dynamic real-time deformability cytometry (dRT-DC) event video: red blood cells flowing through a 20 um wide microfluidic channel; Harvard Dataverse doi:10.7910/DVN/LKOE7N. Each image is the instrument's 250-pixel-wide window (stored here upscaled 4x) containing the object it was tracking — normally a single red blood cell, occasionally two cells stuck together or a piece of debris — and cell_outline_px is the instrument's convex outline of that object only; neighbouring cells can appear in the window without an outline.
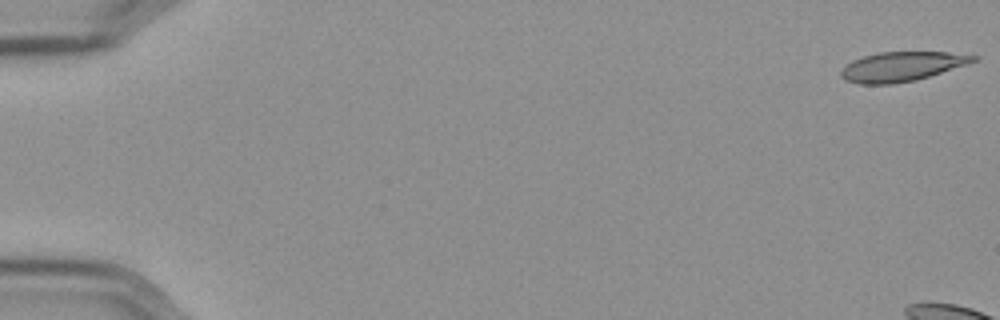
{"species": "Egyptian fruit bat (a non-hibernating species)", "species_latin": "Rousettus aegyptiacus", "temperature_condition": "cold", "stored_images_in_passage": 21, "camera_frame_rate_fps": 3000, "um_per_image_px": 0.085, "frame": {"image": 1, "passage_image": 1, "time_ms": 0.0, "image_size_px": [1000, 320], "cell_outline_px": [[980, 56], [976, 60], [968, 64], [916, 80], [892, 84], [860, 84], [844, 80], [840, 76], [840, 72], [844, 64], [852, 60], [864, 56], [880, 52], [948, 52]], "centroid_in_image_um": [76.62, 5.66], "position_along_channel_um": 8.4, "area_um2": 22.83}}
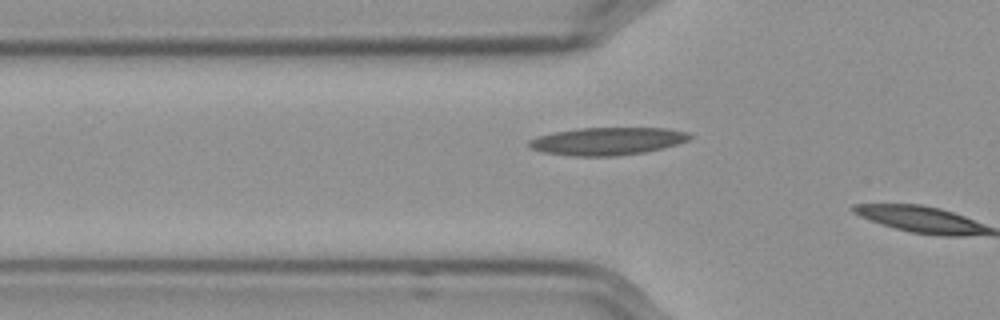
{"frame": {"image": 2, "passage_image": 20, "time_ms": 6.333, "image_size_px": [1000, 320], "cell_outline_px": [[692, 136], [688, 140], [676, 144], [644, 152], [616, 156], [572, 156], [544, 152], [532, 148], [528, 144], [528, 140], [536, 136], [552, 132], [580, 128], [668, 128], [688, 132]], "centroid_in_image_um": [51.6, 11.99], "position_along_channel_um": 74.2, "area_um2": 25.84}}